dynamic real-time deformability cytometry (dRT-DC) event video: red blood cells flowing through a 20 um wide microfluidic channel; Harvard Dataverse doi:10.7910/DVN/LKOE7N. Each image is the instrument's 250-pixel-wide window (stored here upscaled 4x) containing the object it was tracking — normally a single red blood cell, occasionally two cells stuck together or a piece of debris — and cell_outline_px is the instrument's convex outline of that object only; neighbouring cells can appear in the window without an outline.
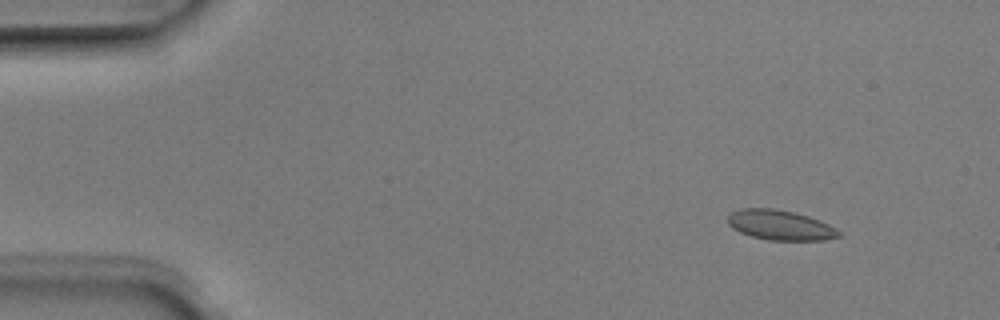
{"species": "Egyptian fruit bat (a non-hibernating species)", "species_latin": "Rousettus aegyptiacus", "temperature_condition": "room temperature", "stored_images_in_passage": 4, "camera_frame_rate_fps": 3000, "um_per_image_px": 0.085, "animal": {"sex": "male"}, "frame": {"image": 1, "passage_image": 2, "time_ms": 0.333, "image_size_px": [1000, 320], "cell_outline_px": [[840, 236], [824, 240], [768, 240], [752, 236], [740, 232], [732, 228], [728, 224], [728, 216], [732, 212], [740, 208], [772, 208], [792, 212], [808, 216], [828, 224], [836, 228], [840, 232]], "centroid_in_image_um": [66.3, 19.13], "position_along_channel_um": 18.7, "area_um2": 19.25}}
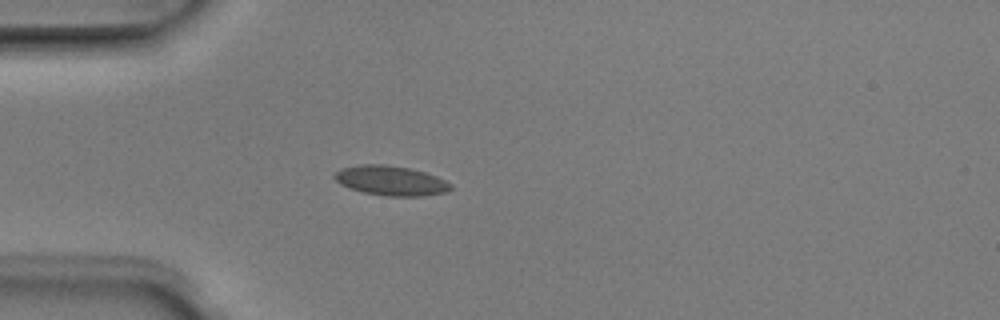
{"frame": {"image": 2, "passage_image": 4, "time_ms": 1.0, "image_size_px": [1000, 320], "cell_outline_px": [[452, 188], [448, 192], [424, 196], [388, 196], [364, 192], [340, 184], [332, 176], [340, 168], [360, 164], [384, 164], [408, 168], [424, 172], [436, 176], [452, 184]], "centroid_in_image_um": [33.23, 15.35], "position_along_channel_um": 51.8, "area_um2": 20.06}}